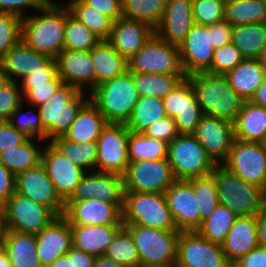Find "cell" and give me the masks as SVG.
<instances>
[{
	"mask_svg": "<svg viewBox=\"0 0 266 267\" xmlns=\"http://www.w3.org/2000/svg\"><path fill=\"white\" fill-rule=\"evenodd\" d=\"M249 101L266 108V78Z\"/></svg>",
	"mask_w": 266,
	"mask_h": 267,
	"instance_id": "003e7915",
	"label": "cell"
},
{
	"mask_svg": "<svg viewBox=\"0 0 266 267\" xmlns=\"http://www.w3.org/2000/svg\"><path fill=\"white\" fill-rule=\"evenodd\" d=\"M226 76L232 90L249 101L266 78V72L257 59H244Z\"/></svg>",
	"mask_w": 266,
	"mask_h": 267,
	"instance_id": "836d02e7",
	"label": "cell"
},
{
	"mask_svg": "<svg viewBox=\"0 0 266 267\" xmlns=\"http://www.w3.org/2000/svg\"><path fill=\"white\" fill-rule=\"evenodd\" d=\"M11 267H42L37 252L36 234L8 230L0 241Z\"/></svg>",
	"mask_w": 266,
	"mask_h": 267,
	"instance_id": "f1b7e54d",
	"label": "cell"
},
{
	"mask_svg": "<svg viewBox=\"0 0 266 267\" xmlns=\"http://www.w3.org/2000/svg\"><path fill=\"white\" fill-rule=\"evenodd\" d=\"M101 199L110 204H124L123 176L100 171L86 172L67 201Z\"/></svg>",
	"mask_w": 266,
	"mask_h": 267,
	"instance_id": "7402d4cb",
	"label": "cell"
},
{
	"mask_svg": "<svg viewBox=\"0 0 266 267\" xmlns=\"http://www.w3.org/2000/svg\"><path fill=\"white\" fill-rule=\"evenodd\" d=\"M164 196L178 231H196L201 226L199 202L187 180H175Z\"/></svg>",
	"mask_w": 266,
	"mask_h": 267,
	"instance_id": "d6986e66",
	"label": "cell"
},
{
	"mask_svg": "<svg viewBox=\"0 0 266 267\" xmlns=\"http://www.w3.org/2000/svg\"><path fill=\"white\" fill-rule=\"evenodd\" d=\"M48 267H73V246L67 251L64 256L56 259Z\"/></svg>",
	"mask_w": 266,
	"mask_h": 267,
	"instance_id": "a7ac6f4b",
	"label": "cell"
},
{
	"mask_svg": "<svg viewBox=\"0 0 266 267\" xmlns=\"http://www.w3.org/2000/svg\"><path fill=\"white\" fill-rule=\"evenodd\" d=\"M16 175L0 163V202L6 203L15 192Z\"/></svg>",
	"mask_w": 266,
	"mask_h": 267,
	"instance_id": "be15d7a7",
	"label": "cell"
},
{
	"mask_svg": "<svg viewBox=\"0 0 266 267\" xmlns=\"http://www.w3.org/2000/svg\"><path fill=\"white\" fill-rule=\"evenodd\" d=\"M8 227L6 222L5 204L0 202V241L7 233Z\"/></svg>",
	"mask_w": 266,
	"mask_h": 267,
	"instance_id": "2644e50d",
	"label": "cell"
},
{
	"mask_svg": "<svg viewBox=\"0 0 266 267\" xmlns=\"http://www.w3.org/2000/svg\"><path fill=\"white\" fill-rule=\"evenodd\" d=\"M89 99L107 123L126 124L139 99L132 72L127 70L122 75L95 87L89 93Z\"/></svg>",
	"mask_w": 266,
	"mask_h": 267,
	"instance_id": "277c9868",
	"label": "cell"
},
{
	"mask_svg": "<svg viewBox=\"0 0 266 267\" xmlns=\"http://www.w3.org/2000/svg\"><path fill=\"white\" fill-rule=\"evenodd\" d=\"M256 59L258 60L260 66L266 72V47L264 48V50L259 54V56Z\"/></svg>",
	"mask_w": 266,
	"mask_h": 267,
	"instance_id": "34e18365",
	"label": "cell"
},
{
	"mask_svg": "<svg viewBox=\"0 0 266 267\" xmlns=\"http://www.w3.org/2000/svg\"><path fill=\"white\" fill-rule=\"evenodd\" d=\"M25 104L26 103L23 101L21 105L12 113V116L8 120L9 123L29 138L46 141V131L43 128L39 110L34 105ZM28 106L31 107L27 108L29 110L26 109L25 111L24 107Z\"/></svg>",
	"mask_w": 266,
	"mask_h": 267,
	"instance_id": "7dc6e473",
	"label": "cell"
},
{
	"mask_svg": "<svg viewBox=\"0 0 266 267\" xmlns=\"http://www.w3.org/2000/svg\"><path fill=\"white\" fill-rule=\"evenodd\" d=\"M142 133L148 137L162 140L168 144L179 135L176 123L170 116H166L165 118L156 121L148 126Z\"/></svg>",
	"mask_w": 266,
	"mask_h": 267,
	"instance_id": "11a10c76",
	"label": "cell"
},
{
	"mask_svg": "<svg viewBox=\"0 0 266 267\" xmlns=\"http://www.w3.org/2000/svg\"><path fill=\"white\" fill-rule=\"evenodd\" d=\"M187 78L203 115L234 123L245 101L232 90L226 75L203 72Z\"/></svg>",
	"mask_w": 266,
	"mask_h": 267,
	"instance_id": "7a4b0ae2",
	"label": "cell"
},
{
	"mask_svg": "<svg viewBox=\"0 0 266 267\" xmlns=\"http://www.w3.org/2000/svg\"><path fill=\"white\" fill-rule=\"evenodd\" d=\"M193 24L192 0H167L164 15L155 28V34L179 47Z\"/></svg>",
	"mask_w": 266,
	"mask_h": 267,
	"instance_id": "d4e9b609",
	"label": "cell"
},
{
	"mask_svg": "<svg viewBox=\"0 0 266 267\" xmlns=\"http://www.w3.org/2000/svg\"><path fill=\"white\" fill-rule=\"evenodd\" d=\"M235 139L264 143L266 140V108L245 101L233 123Z\"/></svg>",
	"mask_w": 266,
	"mask_h": 267,
	"instance_id": "4dcf8cb0",
	"label": "cell"
},
{
	"mask_svg": "<svg viewBox=\"0 0 266 267\" xmlns=\"http://www.w3.org/2000/svg\"><path fill=\"white\" fill-rule=\"evenodd\" d=\"M225 2L223 0H192L194 23L212 25L224 20Z\"/></svg>",
	"mask_w": 266,
	"mask_h": 267,
	"instance_id": "681fc988",
	"label": "cell"
},
{
	"mask_svg": "<svg viewBox=\"0 0 266 267\" xmlns=\"http://www.w3.org/2000/svg\"><path fill=\"white\" fill-rule=\"evenodd\" d=\"M15 192L49 207L57 216L64 213L65 202L57 194L41 163L16 174Z\"/></svg>",
	"mask_w": 266,
	"mask_h": 267,
	"instance_id": "2e32d148",
	"label": "cell"
},
{
	"mask_svg": "<svg viewBox=\"0 0 266 267\" xmlns=\"http://www.w3.org/2000/svg\"><path fill=\"white\" fill-rule=\"evenodd\" d=\"M62 83L63 81L57 76L47 85L34 86V89H21L24 102L37 107L49 100Z\"/></svg>",
	"mask_w": 266,
	"mask_h": 267,
	"instance_id": "db71d44e",
	"label": "cell"
},
{
	"mask_svg": "<svg viewBox=\"0 0 266 267\" xmlns=\"http://www.w3.org/2000/svg\"><path fill=\"white\" fill-rule=\"evenodd\" d=\"M154 33L149 24L121 17L113 22L107 41L128 61Z\"/></svg>",
	"mask_w": 266,
	"mask_h": 267,
	"instance_id": "484cf974",
	"label": "cell"
},
{
	"mask_svg": "<svg viewBox=\"0 0 266 267\" xmlns=\"http://www.w3.org/2000/svg\"><path fill=\"white\" fill-rule=\"evenodd\" d=\"M49 0H0V12L14 14L21 19L28 16V12L37 11ZM30 11H29V10ZM27 12V13H26Z\"/></svg>",
	"mask_w": 266,
	"mask_h": 267,
	"instance_id": "6f0895ef",
	"label": "cell"
},
{
	"mask_svg": "<svg viewBox=\"0 0 266 267\" xmlns=\"http://www.w3.org/2000/svg\"><path fill=\"white\" fill-rule=\"evenodd\" d=\"M175 267H232L221 245L212 243L197 231H181Z\"/></svg>",
	"mask_w": 266,
	"mask_h": 267,
	"instance_id": "8fae6325",
	"label": "cell"
},
{
	"mask_svg": "<svg viewBox=\"0 0 266 267\" xmlns=\"http://www.w3.org/2000/svg\"><path fill=\"white\" fill-rule=\"evenodd\" d=\"M128 71L147 74H185L179 47L153 34L128 61Z\"/></svg>",
	"mask_w": 266,
	"mask_h": 267,
	"instance_id": "ba28073f",
	"label": "cell"
},
{
	"mask_svg": "<svg viewBox=\"0 0 266 267\" xmlns=\"http://www.w3.org/2000/svg\"><path fill=\"white\" fill-rule=\"evenodd\" d=\"M10 82L7 72L2 66L0 61V89L6 86Z\"/></svg>",
	"mask_w": 266,
	"mask_h": 267,
	"instance_id": "753ad0ef",
	"label": "cell"
},
{
	"mask_svg": "<svg viewBox=\"0 0 266 267\" xmlns=\"http://www.w3.org/2000/svg\"><path fill=\"white\" fill-rule=\"evenodd\" d=\"M90 53L94 64L95 87L128 70L127 60L107 40H101Z\"/></svg>",
	"mask_w": 266,
	"mask_h": 267,
	"instance_id": "1f68e13d",
	"label": "cell"
},
{
	"mask_svg": "<svg viewBox=\"0 0 266 267\" xmlns=\"http://www.w3.org/2000/svg\"><path fill=\"white\" fill-rule=\"evenodd\" d=\"M224 20L232 26L266 23V5L261 0L226 1Z\"/></svg>",
	"mask_w": 266,
	"mask_h": 267,
	"instance_id": "f35d334b",
	"label": "cell"
},
{
	"mask_svg": "<svg viewBox=\"0 0 266 267\" xmlns=\"http://www.w3.org/2000/svg\"><path fill=\"white\" fill-rule=\"evenodd\" d=\"M184 78H187L186 74L132 73V79L139 97L150 96L163 99Z\"/></svg>",
	"mask_w": 266,
	"mask_h": 267,
	"instance_id": "8d00e7d4",
	"label": "cell"
},
{
	"mask_svg": "<svg viewBox=\"0 0 266 267\" xmlns=\"http://www.w3.org/2000/svg\"><path fill=\"white\" fill-rule=\"evenodd\" d=\"M122 17L156 28L165 12L167 0H121Z\"/></svg>",
	"mask_w": 266,
	"mask_h": 267,
	"instance_id": "60d3db41",
	"label": "cell"
},
{
	"mask_svg": "<svg viewBox=\"0 0 266 267\" xmlns=\"http://www.w3.org/2000/svg\"><path fill=\"white\" fill-rule=\"evenodd\" d=\"M29 137L13 127L9 121H0V153L25 143Z\"/></svg>",
	"mask_w": 266,
	"mask_h": 267,
	"instance_id": "680465c9",
	"label": "cell"
},
{
	"mask_svg": "<svg viewBox=\"0 0 266 267\" xmlns=\"http://www.w3.org/2000/svg\"><path fill=\"white\" fill-rule=\"evenodd\" d=\"M167 116L163 99L139 97L131 116L125 124L130 132L142 133L148 126Z\"/></svg>",
	"mask_w": 266,
	"mask_h": 267,
	"instance_id": "74e56055",
	"label": "cell"
},
{
	"mask_svg": "<svg viewBox=\"0 0 266 267\" xmlns=\"http://www.w3.org/2000/svg\"><path fill=\"white\" fill-rule=\"evenodd\" d=\"M94 267H124V266L105 255H100L96 256Z\"/></svg>",
	"mask_w": 266,
	"mask_h": 267,
	"instance_id": "89a4df30",
	"label": "cell"
},
{
	"mask_svg": "<svg viewBox=\"0 0 266 267\" xmlns=\"http://www.w3.org/2000/svg\"><path fill=\"white\" fill-rule=\"evenodd\" d=\"M37 254L42 267H48L72 247L71 225L58 216L36 234Z\"/></svg>",
	"mask_w": 266,
	"mask_h": 267,
	"instance_id": "cb8c5ba5",
	"label": "cell"
},
{
	"mask_svg": "<svg viewBox=\"0 0 266 267\" xmlns=\"http://www.w3.org/2000/svg\"><path fill=\"white\" fill-rule=\"evenodd\" d=\"M104 255L124 267H137L140 264L134 238L125 226L117 231Z\"/></svg>",
	"mask_w": 266,
	"mask_h": 267,
	"instance_id": "bcb514c9",
	"label": "cell"
},
{
	"mask_svg": "<svg viewBox=\"0 0 266 267\" xmlns=\"http://www.w3.org/2000/svg\"><path fill=\"white\" fill-rule=\"evenodd\" d=\"M167 116L174 119L179 134H193L203 116L195 92L188 78L163 98Z\"/></svg>",
	"mask_w": 266,
	"mask_h": 267,
	"instance_id": "9a60e30c",
	"label": "cell"
},
{
	"mask_svg": "<svg viewBox=\"0 0 266 267\" xmlns=\"http://www.w3.org/2000/svg\"><path fill=\"white\" fill-rule=\"evenodd\" d=\"M257 246H259L257 215L237 217L221 244L222 250L231 264Z\"/></svg>",
	"mask_w": 266,
	"mask_h": 267,
	"instance_id": "83f0119b",
	"label": "cell"
},
{
	"mask_svg": "<svg viewBox=\"0 0 266 267\" xmlns=\"http://www.w3.org/2000/svg\"><path fill=\"white\" fill-rule=\"evenodd\" d=\"M21 23L20 17L0 12V59L21 40Z\"/></svg>",
	"mask_w": 266,
	"mask_h": 267,
	"instance_id": "f907efd6",
	"label": "cell"
},
{
	"mask_svg": "<svg viewBox=\"0 0 266 267\" xmlns=\"http://www.w3.org/2000/svg\"><path fill=\"white\" fill-rule=\"evenodd\" d=\"M198 199L202 221L211 216L219 205L218 190L212 174L187 180Z\"/></svg>",
	"mask_w": 266,
	"mask_h": 267,
	"instance_id": "c3c4849f",
	"label": "cell"
},
{
	"mask_svg": "<svg viewBox=\"0 0 266 267\" xmlns=\"http://www.w3.org/2000/svg\"><path fill=\"white\" fill-rule=\"evenodd\" d=\"M41 164L54 184L57 194L64 202L72 196L82 176L86 173L65 158L51 142L44 143Z\"/></svg>",
	"mask_w": 266,
	"mask_h": 267,
	"instance_id": "ac0fdd59",
	"label": "cell"
},
{
	"mask_svg": "<svg viewBox=\"0 0 266 267\" xmlns=\"http://www.w3.org/2000/svg\"><path fill=\"white\" fill-rule=\"evenodd\" d=\"M34 13L22 19L21 39L35 51L55 59L64 50L67 6L49 0Z\"/></svg>",
	"mask_w": 266,
	"mask_h": 267,
	"instance_id": "6da1fadb",
	"label": "cell"
},
{
	"mask_svg": "<svg viewBox=\"0 0 266 267\" xmlns=\"http://www.w3.org/2000/svg\"><path fill=\"white\" fill-rule=\"evenodd\" d=\"M8 230L38 234L58 217L49 207L14 192L5 203Z\"/></svg>",
	"mask_w": 266,
	"mask_h": 267,
	"instance_id": "5bb4252c",
	"label": "cell"
},
{
	"mask_svg": "<svg viewBox=\"0 0 266 267\" xmlns=\"http://www.w3.org/2000/svg\"><path fill=\"white\" fill-rule=\"evenodd\" d=\"M101 14L109 17L113 22L122 17L121 0H82Z\"/></svg>",
	"mask_w": 266,
	"mask_h": 267,
	"instance_id": "91938a15",
	"label": "cell"
},
{
	"mask_svg": "<svg viewBox=\"0 0 266 267\" xmlns=\"http://www.w3.org/2000/svg\"><path fill=\"white\" fill-rule=\"evenodd\" d=\"M45 142L44 140L29 138L22 145L0 153V163L15 175L34 168L41 163L43 143Z\"/></svg>",
	"mask_w": 266,
	"mask_h": 267,
	"instance_id": "d590c367",
	"label": "cell"
},
{
	"mask_svg": "<svg viewBox=\"0 0 266 267\" xmlns=\"http://www.w3.org/2000/svg\"><path fill=\"white\" fill-rule=\"evenodd\" d=\"M167 159L175 180L206 176L217 166L192 134H179L170 142Z\"/></svg>",
	"mask_w": 266,
	"mask_h": 267,
	"instance_id": "52a82bcc",
	"label": "cell"
},
{
	"mask_svg": "<svg viewBox=\"0 0 266 267\" xmlns=\"http://www.w3.org/2000/svg\"><path fill=\"white\" fill-rule=\"evenodd\" d=\"M66 6L70 13L80 22L85 24L101 40H107L110 36L113 21L95 10L93 7L86 5L82 0H66Z\"/></svg>",
	"mask_w": 266,
	"mask_h": 267,
	"instance_id": "ee69618b",
	"label": "cell"
},
{
	"mask_svg": "<svg viewBox=\"0 0 266 267\" xmlns=\"http://www.w3.org/2000/svg\"><path fill=\"white\" fill-rule=\"evenodd\" d=\"M237 217L228 207L219 204L196 231L210 242L221 245Z\"/></svg>",
	"mask_w": 266,
	"mask_h": 267,
	"instance_id": "7bdbcfd3",
	"label": "cell"
},
{
	"mask_svg": "<svg viewBox=\"0 0 266 267\" xmlns=\"http://www.w3.org/2000/svg\"><path fill=\"white\" fill-rule=\"evenodd\" d=\"M53 58L29 47L22 39L1 59L9 80L19 83L23 78L42 70Z\"/></svg>",
	"mask_w": 266,
	"mask_h": 267,
	"instance_id": "4316f807",
	"label": "cell"
},
{
	"mask_svg": "<svg viewBox=\"0 0 266 267\" xmlns=\"http://www.w3.org/2000/svg\"><path fill=\"white\" fill-rule=\"evenodd\" d=\"M186 76L207 72L211 68L214 47L211 45V25L194 23L179 45Z\"/></svg>",
	"mask_w": 266,
	"mask_h": 267,
	"instance_id": "ffe728a7",
	"label": "cell"
},
{
	"mask_svg": "<svg viewBox=\"0 0 266 267\" xmlns=\"http://www.w3.org/2000/svg\"><path fill=\"white\" fill-rule=\"evenodd\" d=\"M24 101L20 84L10 81L0 89V121H8L12 113Z\"/></svg>",
	"mask_w": 266,
	"mask_h": 267,
	"instance_id": "f5cc1de1",
	"label": "cell"
},
{
	"mask_svg": "<svg viewBox=\"0 0 266 267\" xmlns=\"http://www.w3.org/2000/svg\"><path fill=\"white\" fill-rule=\"evenodd\" d=\"M231 43L244 59H256L266 47V23L232 26Z\"/></svg>",
	"mask_w": 266,
	"mask_h": 267,
	"instance_id": "e575fe53",
	"label": "cell"
},
{
	"mask_svg": "<svg viewBox=\"0 0 266 267\" xmlns=\"http://www.w3.org/2000/svg\"><path fill=\"white\" fill-rule=\"evenodd\" d=\"M0 267H11L9 256L0 245Z\"/></svg>",
	"mask_w": 266,
	"mask_h": 267,
	"instance_id": "8c879c8a",
	"label": "cell"
},
{
	"mask_svg": "<svg viewBox=\"0 0 266 267\" xmlns=\"http://www.w3.org/2000/svg\"><path fill=\"white\" fill-rule=\"evenodd\" d=\"M132 234L140 263L175 265L180 231L123 225Z\"/></svg>",
	"mask_w": 266,
	"mask_h": 267,
	"instance_id": "9c48e42d",
	"label": "cell"
},
{
	"mask_svg": "<svg viewBox=\"0 0 266 267\" xmlns=\"http://www.w3.org/2000/svg\"><path fill=\"white\" fill-rule=\"evenodd\" d=\"M216 181L219 204L228 207L235 215H258L266 206L265 191L217 165L211 173Z\"/></svg>",
	"mask_w": 266,
	"mask_h": 267,
	"instance_id": "5b68a950",
	"label": "cell"
},
{
	"mask_svg": "<svg viewBox=\"0 0 266 267\" xmlns=\"http://www.w3.org/2000/svg\"><path fill=\"white\" fill-rule=\"evenodd\" d=\"M232 267H266V248L261 246L255 247L235 261Z\"/></svg>",
	"mask_w": 266,
	"mask_h": 267,
	"instance_id": "94428289",
	"label": "cell"
},
{
	"mask_svg": "<svg viewBox=\"0 0 266 267\" xmlns=\"http://www.w3.org/2000/svg\"><path fill=\"white\" fill-rule=\"evenodd\" d=\"M129 130L125 124L107 123L97 143L96 171L123 176L128 159Z\"/></svg>",
	"mask_w": 266,
	"mask_h": 267,
	"instance_id": "4fadbf2b",
	"label": "cell"
},
{
	"mask_svg": "<svg viewBox=\"0 0 266 267\" xmlns=\"http://www.w3.org/2000/svg\"><path fill=\"white\" fill-rule=\"evenodd\" d=\"M243 60L242 54L230 42L229 44L214 49L211 68L207 72L226 75Z\"/></svg>",
	"mask_w": 266,
	"mask_h": 267,
	"instance_id": "816d5d0a",
	"label": "cell"
},
{
	"mask_svg": "<svg viewBox=\"0 0 266 267\" xmlns=\"http://www.w3.org/2000/svg\"><path fill=\"white\" fill-rule=\"evenodd\" d=\"M58 76L56 59H52L42 70H37L23 78L20 89H34V86L47 85Z\"/></svg>",
	"mask_w": 266,
	"mask_h": 267,
	"instance_id": "9f6ffc18",
	"label": "cell"
},
{
	"mask_svg": "<svg viewBox=\"0 0 266 267\" xmlns=\"http://www.w3.org/2000/svg\"><path fill=\"white\" fill-rule=\"evenodd\" d=\"M101 39L85 24L74 17L67 7L64 31V50L91 51Z\"/></svg>",
	"mask_w": 266,
	"mask_h": 267,
	"instance_id": "f6af8a7d",
	"label": "cell"
},
{
	"mask_svg": "<svg viewBox=\"0 0 266 267\" xmlns=\"http://www.w3.org/2000/svg\"><path fill=\"white\" fill-rule=\"evenodd\" d=\"M127 149L129 162L165 159L168 156V143L138 132L129 131Z\"/></svg>",
	"mask_w": 266,
	"mask_h": 267,
	"instance_id": "b9f144b4",
	"label": "cell"
},
{
	"mask_svg": "<svg viewBox=\"0 0 266 267\" xmlns=\"http://www.w3.org/2000/svg\"><path fill=\"white\" fill-rule=\"evenodd\" d=\"M174 181L167 158L130 162L123 174L124 191L165 193Z\"/></svg>",
	"mask_w": 266,
	"mask_h": 267,
	"instance_id": "7c38bea8",
	"label": "cell"
},
{
	"mask_svg": "<svg viewBox=\"0 0 266 267\" xmlns=\"http://www.w3.org/2000/svg\"><path fill=\"white\" fill-rule=\"evenodd\" d=\"M106 125L102 113L89 101L80 110L63 138L74 143L96 142Z\"/></svg>",
	"mask_w": 266,
	"mask_h": 267,
	"instance_id": "d6a6232c",
	"label": "cell"
},
{
	"mask_svg": "<svg viewBox=\"0 0 266 267\" xmlns=\"http://www.w3.org/2000/svg\"><path fill=\"white\" fill-rule=\"evenodd\" d=\"M123 225H71L72 246L94 256L104 255Z\"/></svg>",
	"mask_w": 266,
	"mask_h": 267,
	"instance_id": "f546056e",
	"label": "cell"
},
{
	"mask_svg": "<svg viewBox=\"0 0 266 267\" xmlns=\"http://www.w3.org/2000/svg\"><path fill=\"white\" fill-rule=\"evenodd\" d=\"M89 101V93L62 83L49 100L37 106L46 131V142L63 137Z\"/></svg>",
	"mask_w": 266,
	"mask_h": 267,
	"instance_id": "3957f363",
	"label": "cell"
},
{
	"mask_svg": "<svg viewBox=\"0 0 266 267\" xmlns=\"http://www.w3.org/2000/svg\"><path fill=\"white\" fill-rule=\"evenodd\" d=\"M63 83L90 93L95 88V71L90 51L63 50L55 58Z\"/></svg>",
	"mask_w": 266,
	"mask_h": 267,
	"instance_id": "603a6c76",
	"label": "cell"
},
{
	"mask_svg": "<svg viewBox=\"0 0 266 267\" xmlns=\"http://www.w3.org/2000/svg\"><path fill=\"white\" fill-rule=\"evenodd\" d=\"M258 244L266 248V206L257 215Z\"/></svg>",
	"mask_w": 266,
	"mask_h": 267,
	"instance_id": "03108f58",
	"label": "cell"
},
{
	"mask_svg": "<svg viewBox=\"0 0 266 267\" xmlns=\"http://www.w3.org/2000/svg\"><path fill=\"white\" fill-rule=\"evenodd\" d=\"M65 158L85 172L96 171L97 143H74L57 137L50 141Z\"/></svg>",
	"mask_w": 266,
	"mask_h": 267,
	"instance_id": "ab89813d",
	"label": "cell"
},
{
	"mask_svg": "<svg viewBox=\"0 0 266 267\" xmlns=\"http://www.w3.org/2000/svg\"><path fill=\"white\" fill-rule=\"evenodd\" d=\"M123 225L177 230L164 193L124 191Z\"/></svg>",
	"mask_w": 266,
	"mask_h": 267,
	"instance_id": "8992f818",
	"label": "cell"
},
{
	"mask_svg": "<svg viewBox=\"0 0 266 267\" xmlns=\"http://www.w3.org/2000/svg\"><path fill=\"white\" fill-rule=\"evenodd\" d=\"M217 165L227 158L235 140L233 123L203 115L192 134Z\"/></svg>",
	"mask_w": 266,
	"mask_h": 267,
	"instance_id": "44dd1931",
	"label": "cell"
},
{
	"mask_svg": "<svg viewBox=\"0 0 266 267\" xmlns=\"http://www.w3.org/2000/svg\"><path fill=\"white\" fill-rule=\"evenodd\" d=\"M96 256L73 246V267H94Z\"/></svg>",
	"mask_w": 266,
	"mask_h": 267,
	"instance_id": "e7e4bbea",
	"label": "cell"
},
{
	"mask_svg": "<svg viewBox=\"0 0 266 267\" xmlns=\"http://www.w3.org/2000/svg\"><path fill=\"white\" fill-rule=\"evenodd\" d=\"M137 267H175V265H157V264L140 263Z\"/></svg>",
	"mask_w": 266,
	"mask_h": 267,
	"instance_id": "11e5206c",
	"label": "cell"
},
{
	"mask_svg": "<svg viewBox=\"0 0 266 267\" xmlns=\"http://www.w3.org/2000/svg\"><path fill=\"white\" fill-rule=\"evenodd\" d=\"M124 204H110L101 199L66 201L63 217L70 225H123Z\"/></svg>",
	"mask_w": 266,
	"mask_h": 267,
	"instance_id": "e0dca14e",
	"label": "cell"
},
{
	"mask_svg": "<svg viewBox=\"0 0 266 267\" xmlns=\"http://www.w3.org/2000/svg\"><path fill=\"white\" fill-rule=\"evenodd\" d=\"M221 165L242 180L266 190V148L264 143L235 139L228 158Z\"/></svg>",
	"mask_w": 266,
	"mask_h": 267,
	"instance_id": "30bf717a",
	"label": "cell"
},
{
	"mask_svg": "<svg viewBox=\"0 0 266 267\" xmlns=\"http://www.w3.org/2000/svg\"><path fill=\"white\" fill-rule=\"evenodd\" d=\"M232 25L223 20L211 25V45L215 48L222 47L231 42Z\"/></svg>",
	"mask_w": 266,
	"mask_h": 267,
	"instance_id": "6125c7cd",
	"label": "cell"
}]
</instances>
